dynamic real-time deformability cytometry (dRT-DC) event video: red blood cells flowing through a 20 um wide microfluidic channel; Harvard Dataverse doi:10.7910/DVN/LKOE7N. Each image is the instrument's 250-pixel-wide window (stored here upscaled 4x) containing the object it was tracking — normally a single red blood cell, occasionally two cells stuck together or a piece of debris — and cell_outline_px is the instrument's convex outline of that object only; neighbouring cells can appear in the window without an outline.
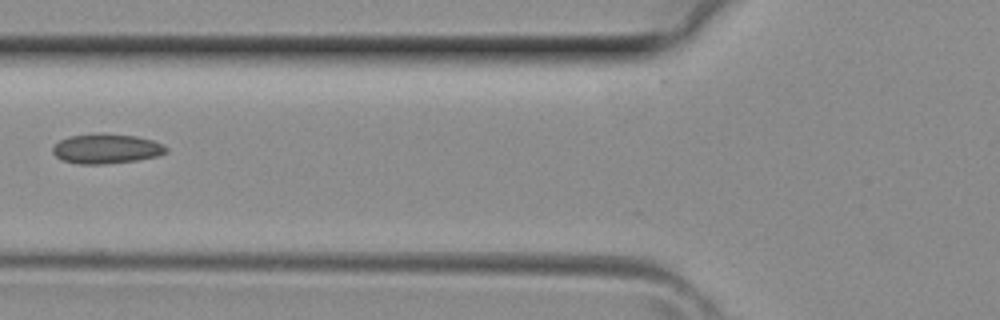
{"species": "common noctule bat (a hibernating species)", "species_latin": "Nyctalus noctula", "temperature_condition": "room temperature", "stored_images_in_passage": 4, "camera_frame_rate_fps": 3000, "um_per_image_px": 0.085, "animal": {"sex": "female", "body_mass_g": 29.2, "forearm_length_mm": 56.3}, "frame": {"image": 1, "passage_image": 4, "time_ms": 1.0, "image_size_px": [1000, 320], "cell_outline_px": [[168, 152], [156, 156], [136, 160], [104, 164], [76, 164], [60, 160], [52, 152], [52, 148], [60, 140], [68, 136], [100, 132], [136, 136], [152, 140], [164, 144], [168, 148]], "centroid_in_image_um": [9.02, 12.63], "position_along_channel_um": 116.8, "area_um2": 19.94}}